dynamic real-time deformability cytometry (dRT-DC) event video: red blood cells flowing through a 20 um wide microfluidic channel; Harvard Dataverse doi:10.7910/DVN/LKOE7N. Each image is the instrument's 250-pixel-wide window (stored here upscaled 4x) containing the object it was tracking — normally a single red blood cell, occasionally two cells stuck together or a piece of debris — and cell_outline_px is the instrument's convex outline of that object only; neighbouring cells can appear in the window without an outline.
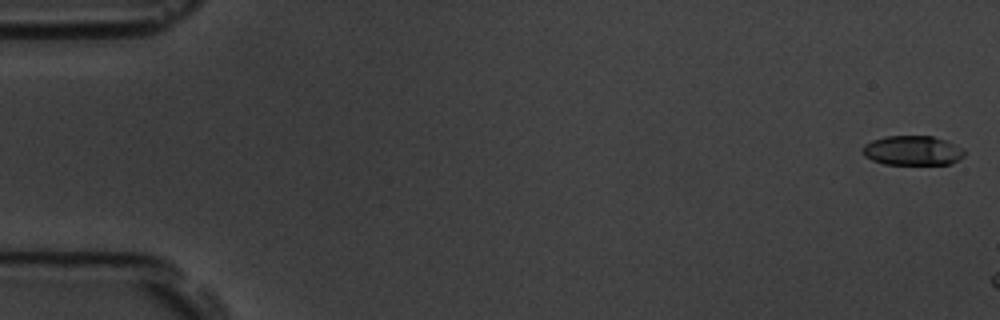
{"species": "common noctule bat (a hibernating species)", "species_latin": "Nyctalus noctula", "temperature_condition": "room temperature", "stored_images_in_passage": 3, "camera_frame_rate_fps": 3000, "um_per_image_px": 0.085, "animal": {"sex": "male", "body_mass_g": 19.5, "forearm_length_mm": 54.6}, "frame": {"image": 1, "passage_image": 1, "time_ms": 0.0, "image_size_px": [1000, 320], "cell_outline_px": [[964, 156], [948, 164], [884, 164], [872, 160], [864, 156], [860, 152], [860, 148], [864, 144], [872, 140], [884, 136], [932, 136], [944, 140], [964, 148]], "centroid_in_image_um": [77.5, 12.79], "position_along_channel_um": 7.5, "area_um2": 17.63}}